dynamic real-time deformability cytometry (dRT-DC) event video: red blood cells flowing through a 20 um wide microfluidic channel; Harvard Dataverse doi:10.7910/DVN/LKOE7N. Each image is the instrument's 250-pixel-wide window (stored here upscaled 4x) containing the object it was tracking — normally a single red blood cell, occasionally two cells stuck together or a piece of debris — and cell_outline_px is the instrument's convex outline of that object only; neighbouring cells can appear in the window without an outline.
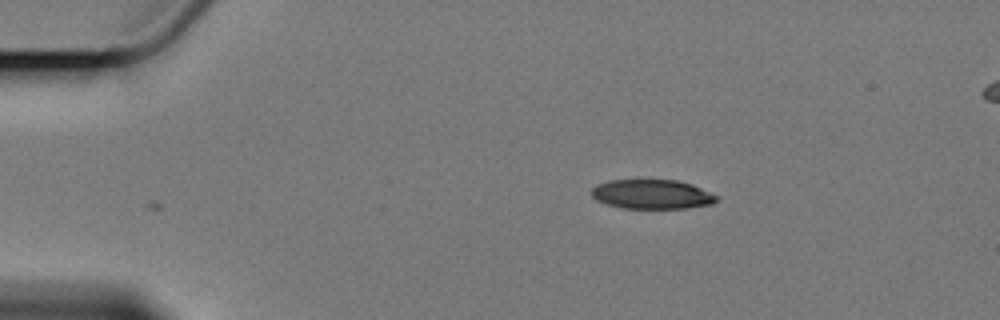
{"species": "Egyptian fruit bat (a non-hibernating species)", "species_latin": "Rousettus aegyptiacus", "temperature_condition": "cold", "stored_images_in_passage": 3, "camera_frame_rate_fps": 3000, "um_per_image_px": 0.085, "animal": {"sex": "female"}, "frame": {"image": 1, "passage_image": 3, "time_ms": 2.333, "image_size_px": [1000, 320], "cell_outline_px": [[720, 196], [712, 204], [688, 208], [624, 208], [608, 204], [596, 200], [592, 196], [592, 188], [596, 184], [608, 180], [640, 176], [676, 180], [692, 184]], "centroid_in_image_um": [55.4, 16.45], "position_along_channel_um": 29.6, "area_um2": 22.43}}